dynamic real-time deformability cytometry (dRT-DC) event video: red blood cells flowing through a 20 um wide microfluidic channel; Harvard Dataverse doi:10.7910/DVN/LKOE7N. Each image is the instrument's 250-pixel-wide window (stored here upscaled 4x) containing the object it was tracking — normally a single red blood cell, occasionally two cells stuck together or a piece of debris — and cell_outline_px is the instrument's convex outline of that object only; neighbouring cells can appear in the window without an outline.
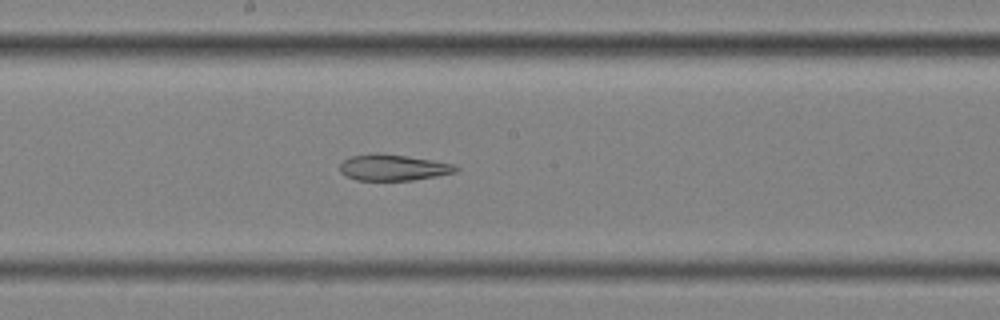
{"species": "common noctule bat (a hibernating species)", "species_latin": "Nyctalus noctula", "temperature_condition": "cold", "stored_images_in_passage": 51, "segment_of_instrument_passage": [2, 2], "camera_frame_rate_fps": 3000, "um_per_image_px": 0.085, "animal": {"sex": "female", "body_mass_g": 25.1}, "frame": {"image": 1, "passage_image": 31, "time_ms": 10.0, "image_size_px": [1000, 320], "cell_outline_px": [[460, 168], [456, 172], [436, 176], [412, 180], [356, 180], [344, 176], [340, 172], [340, 164], [344, 160], [352, 156], [376, 152], [432, 160], [452, 164]], "centroid_in_image_um": [33.38, 14.24], "position_along_channel_um": 214.8, "area_um2": 17.57}}
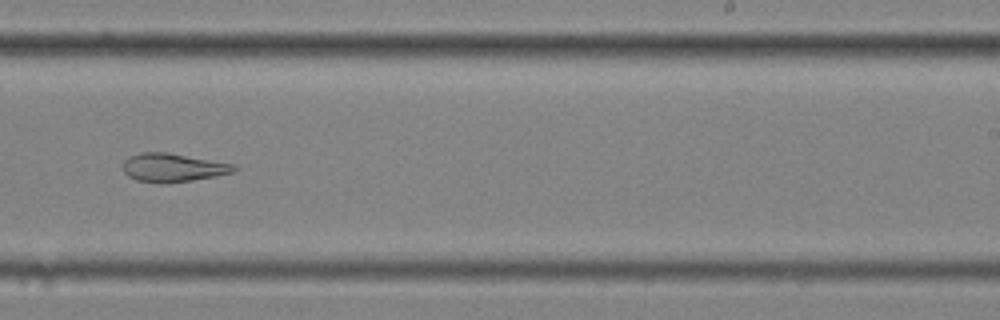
{"frame": {"image": 2, "passage_image": 36, "time_ms": 11.667, "image_size_px": [1000, 320], "cell_outline_px": [[236, 172], [192, 180], [136, 180], [128, 176], [124, 172], [124, 160], [128, 156], [140, 152], [168, 152], [236, 164]], "centroid_in_image_um": [14.74, 14.19], "position_along_channel_um": 274.3, "area_um2": 17.8}}
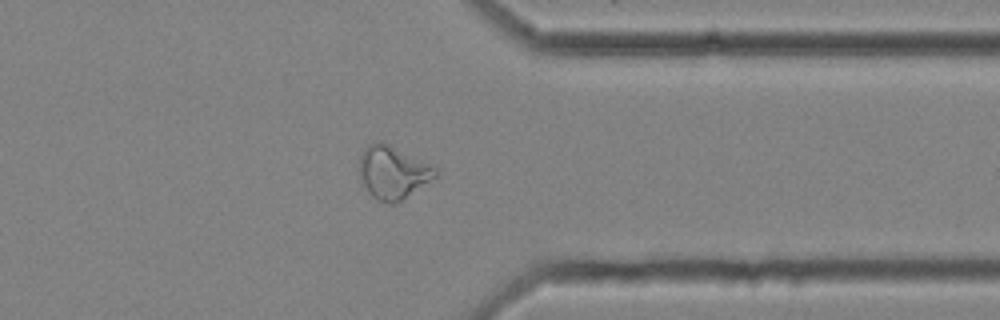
{"frame": {"image": 3, "passage_image": 45, "time_ms": 14.667, "image_size_px": [1000, 320], "cell_outline_px": [[440, 176], [400, 200], [392, 204], [388, 204], [376, 200], [368, 192], [360, 176], [360, 156], [364, 148], [368, 144], [380, 140], [432, 164], [440, 168]], "centroid_in_image_um": [33.45, 14.64], "position_along_channel_um": 377.9, "area_um2": 23.76}}